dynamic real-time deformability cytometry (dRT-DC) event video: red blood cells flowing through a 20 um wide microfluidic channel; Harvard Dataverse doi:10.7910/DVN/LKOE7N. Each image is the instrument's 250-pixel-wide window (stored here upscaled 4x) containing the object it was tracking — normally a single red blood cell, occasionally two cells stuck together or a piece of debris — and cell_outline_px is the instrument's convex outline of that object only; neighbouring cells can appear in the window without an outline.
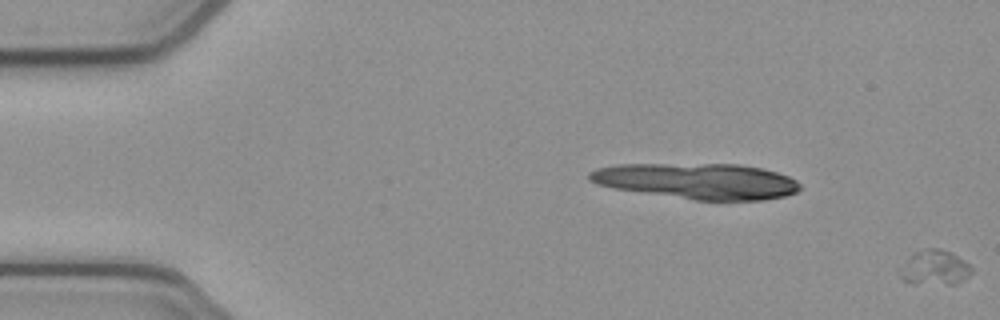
{"species": "common noctule bat (a hibernating species)", "species_latin": "Nyctalus noctula", "temperature_condition": "cold", "stored_images_in_passage": 7, "camera_frame_rate_fps": 3000, "um_per_image_px": 0.085, "animal": {"sex": "female", "body_mass_g": 21.9}, "frame": {"image": 1, "passage_image": 7, "time_ms": 2.0, "image_size_px": [1000, 320], "cell_outline_px": [[972, 272], [968, 276], [956, 284], [916, 284], [900, 280], [896, 272], [916, 252], [924, 248], [940, 248], [952, 252], [972, 264]], "centroid_in_image_um": [79.46, 22.76], "position_along_channel_um": 5.5, "area_um2": 14.91}}